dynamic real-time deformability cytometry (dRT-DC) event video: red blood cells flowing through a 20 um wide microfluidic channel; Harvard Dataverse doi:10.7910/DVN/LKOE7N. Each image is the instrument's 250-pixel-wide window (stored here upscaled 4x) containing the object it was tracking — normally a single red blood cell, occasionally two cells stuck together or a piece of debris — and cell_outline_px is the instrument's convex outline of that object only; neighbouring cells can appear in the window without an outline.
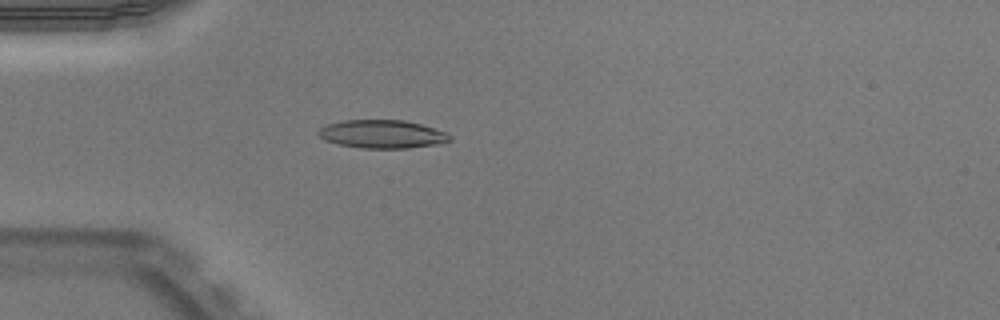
{"species": "Egyptian fruit bat (a non-hibernating species)", "species_latin": "Rousettus aegyptiacus", "temperature_condition": "warm", "stored_images_in_passage": 38, "camera_frame_rate_fps": 3000, "um_per_image_px": 0.085, "animal": {"sex": "male"}, "frame": {"image": 1, "passage_image": 2, "time_ms": 0.333, "image_size_px": [1000, 320], "cell_outline_px": [[452, 140], [436, 144], [408, 148], [364, 148], [340, 144], [324, 140], [316, 136], [316, 132], [324, 124], [344, 120], [404, 120], [420, 124], [448, 132], [452, 136]], "centroid_in_image_um": [32.46, 11.39], "position_along_channel_um": 52.5, "area_um2": 21.79}}
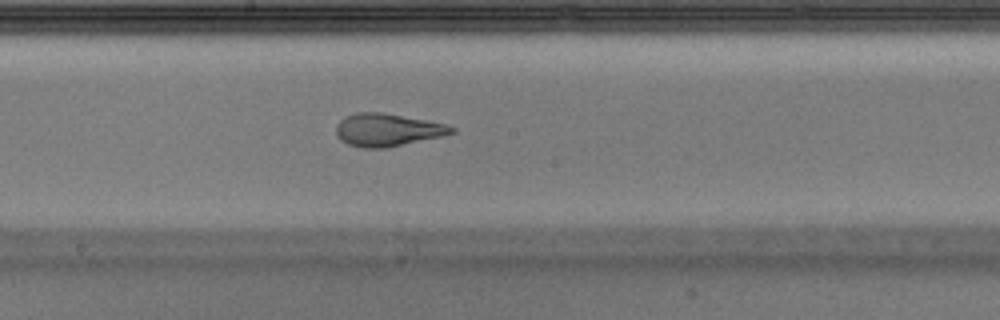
{"frame": {"image": 2, "passage_image": 15, "time_ms": 4.667, "image_size_px": [1000, 320], "cell_outline_px": [[456, 132], [444, 136], [384, 148], [364, 148], [348, 144], [340, 140], [336, 136], [336, 124], [340, 120], [356, 112], [384, 112], [444, 124], [456, 128]], "centroid_in_image_um": [32.92, 11.04], "position_along_channel_um": 215.3, "area_um2": 21.96}}
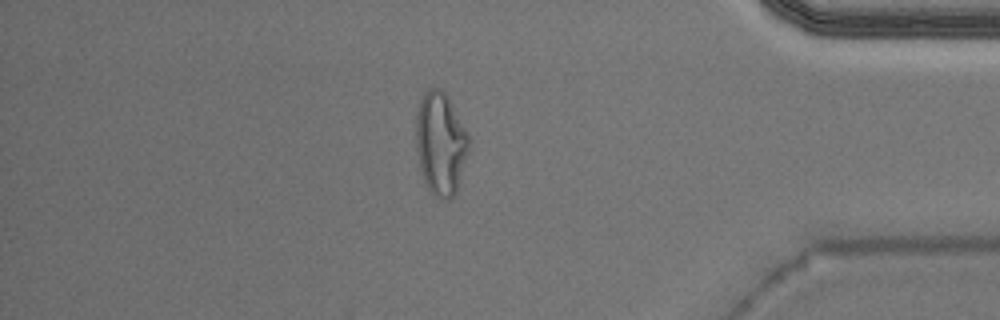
{"frame": {"image": 3, "passage_image": 31, "time_ms": 10.0, "image_size_px": [1000, 320], "cell_outline_px": [[472, 144], [456, 192], [452, 196], [444, 200], [440, 200], [424, 184], [420, 168], [416, 148], [416, 116], [420, 100], [424, 92], [428, 88], [440, 88], [444, 92], [468, 136]], "centroid_in_image_um": [37.44, 12.23], "position_along_channel_um": 397.8, "area_um2": 31.56}, "authors_computed_cell_mechanics": {"area_um2": 22.3108, "velocity_mm_per_s": 3.9691, "shape_relaxation_time_tau1_ms": 4.7392, "shape_relaxation_time_tau2_ms": 0.8462, "deformation_change_tau1": 0.2318, "deformation_change_tau2": 0.0814}}